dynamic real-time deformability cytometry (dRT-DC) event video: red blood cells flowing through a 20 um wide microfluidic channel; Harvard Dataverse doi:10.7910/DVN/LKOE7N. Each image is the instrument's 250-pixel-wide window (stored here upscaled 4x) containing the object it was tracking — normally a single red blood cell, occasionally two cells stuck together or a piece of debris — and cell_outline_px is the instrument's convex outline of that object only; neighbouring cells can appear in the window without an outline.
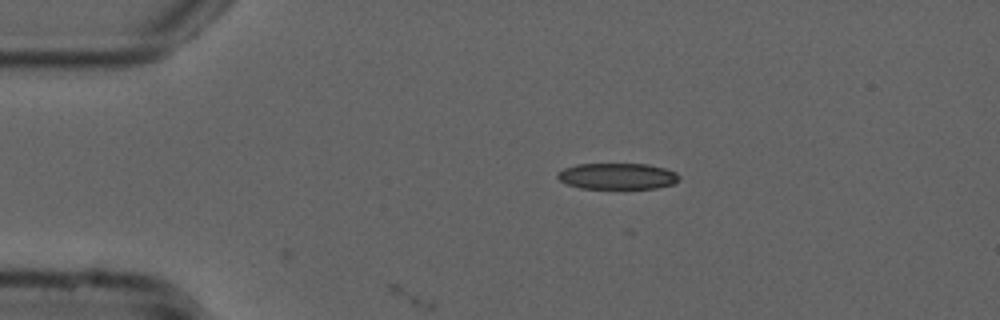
{"species": "common noctule bat (a hibernating species)", "species_latin": "Nyctalus noctula", "temperature_condition": "cold", "stored_images_in_passage": 10, "camera_frame_rate_fps": 3000, "um_per_image_px": 0.085, "animal": {"sex": "male", "forearm_length_mm": 52.5}, "frame": {"image": 1, "passage_image": 10, "time_ms": 3.0, "image_size_px": [1000, 320], "cell_outline_px": [[680, 180], [672, 184], [656, 188], [580, 188], [568, 184], [560, 180], [556, 176], [556, 172], [564, 168], [576, 164], [648, 164], [664, 168], [676, 172], [680, 176]], "centroid_in_image_um": [52.47, 14.97], "position_along_channel_um": 32.5, "area_um2": 18.55}}